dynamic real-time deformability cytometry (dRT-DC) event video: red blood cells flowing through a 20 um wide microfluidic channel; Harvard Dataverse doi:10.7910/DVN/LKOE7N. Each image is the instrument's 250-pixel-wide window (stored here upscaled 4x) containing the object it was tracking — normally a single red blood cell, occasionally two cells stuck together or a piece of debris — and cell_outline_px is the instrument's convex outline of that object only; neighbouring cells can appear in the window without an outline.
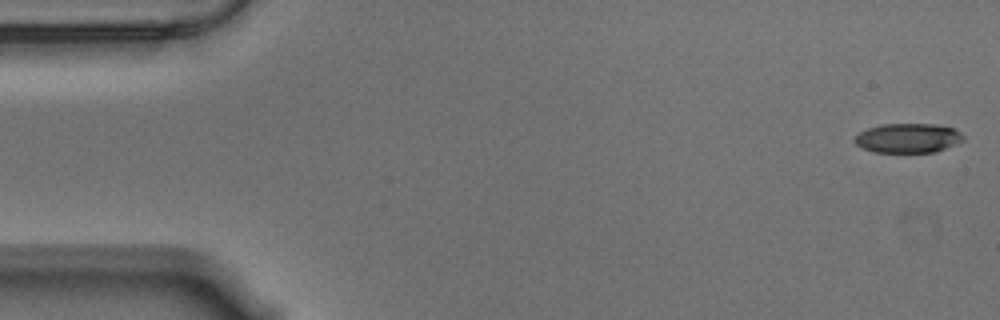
{"species": "Egyptian fruit bat (a non-hibernating species)", "species_latin": "Rousettus aegyptiacus", "temperature_condition": "warm", "stored_images_in_passage": 56, "camera_frame_rate_fps": 3000, "um_per_image_px": 0.085, "animal": {"sex": "male"}, "frame": {"image": 1, "passage_image": 1, "time_ms": 0.0, "image_size_px": [1000, 320], "cell_outline_px": [[964, 140], [936, 152], [872, 152], [856, 144], [852, 140], [860, 132], [868, 128], [880, 124], [936, 124], [952, 128], [960, 132], [964, 136]], "centroid_in_image_um": [77.17, 11.73], "position_along_channel_um": 7.8, "area_um2": 18.61}}
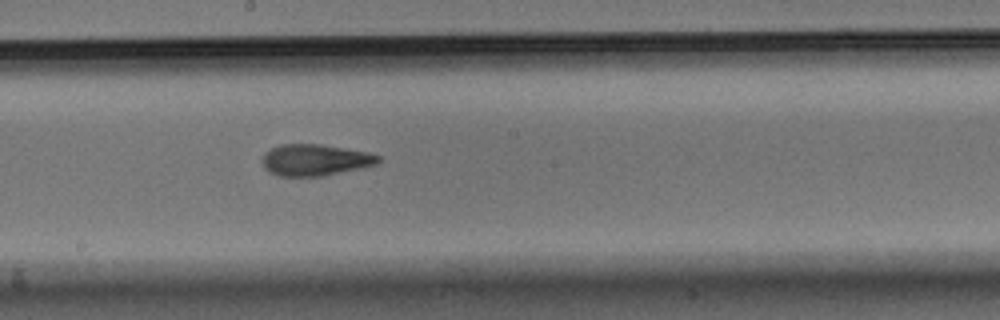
{"frame": {"image": 2, "passage_image": 30, "time_ms": 9.667, "image_size_px": [1000, 320], "cell_outline_px": [[380, 160], [376, 164], [360, 168], [320, 176], [280, 176], [268, 172], [264, 168], [260, 160], [264, 152], [280, 144], [320, 144], [368, 152], [380, 156]], "centroid_in_image_um": [26.72, 13.59], "position_along_channel_um": 221.5, "area_um2": 21.27}}
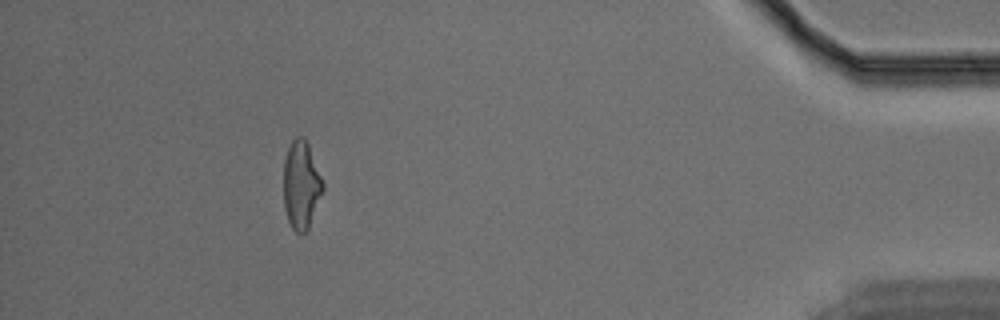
{"frame": {"image": 3, "passage_image": 51, "time_ms": 16.667, "image_size_px": [1000, 320], "cell_outline_px": [[324, 188], [308, 228], [304, 232], [296, 232], [292, 228], [288, 220], [284, 208], [284, 160], [288, 148], [292, 140], [296, 136], [304, 136], [308, 144], [324, 184]], "centroid_in_image_um": [25.59, 15.69], "position_along_channel_um": 409.6, "area_um2": 19.94}, "authors_computed_cell_mechanics": {"area_um2": 20.6924, "velocity_mm_per_s": 3.5381, "shape_relaxation_time_tau1_ms": null, "shape_relaxation_time_tau2_ms": 2.4425, "deformation_change_tau1": null, "deformation_change_tau2": 0.1071}}